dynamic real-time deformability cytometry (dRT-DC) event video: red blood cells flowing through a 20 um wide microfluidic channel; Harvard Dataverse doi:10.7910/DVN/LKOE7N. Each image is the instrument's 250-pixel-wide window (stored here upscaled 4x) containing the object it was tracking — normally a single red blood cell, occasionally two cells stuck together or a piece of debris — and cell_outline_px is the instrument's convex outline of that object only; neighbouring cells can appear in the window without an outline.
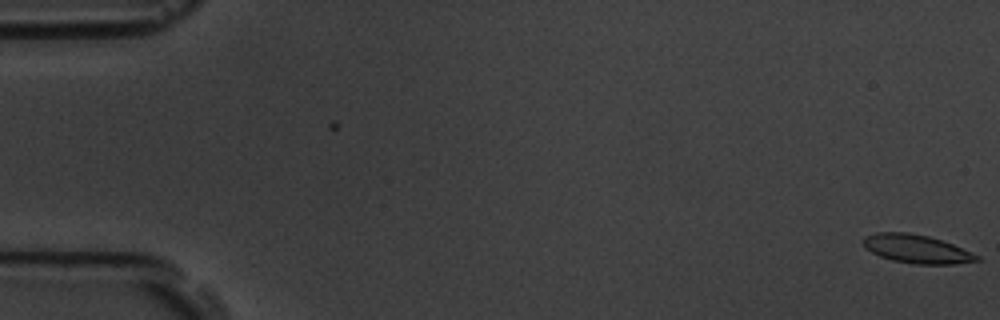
{"species": "common noctule bat (a hibernating species)", "species_latin": "Nyctalus noctula", "temperature_condition": "room temperature", "stored_images_in_passage": 2, "camera_frame_rate_fps": 3000, "um_per_image_px": 0.085, "animal": {"sex": "male", "body_mass_g": 19.5, "forearm_length_mm": 54.6}, "frame": {"image": 1, "passage_image": 2, "time_ms": 1.0, "image_size_px": [1000, 320], "cell_outline_px": [[980, 260], [956, 264], [916, 264], [892, 260], [880, 256], [864, 248], [864, 236], [876, 232], [908, 232], [928, 236], [952, 244], [972, 252], [980, 256]], "centroid_in_image_um": [77.91, 21.16], "position_along_channel_um": 7.1, "area_um2": 18.79}}